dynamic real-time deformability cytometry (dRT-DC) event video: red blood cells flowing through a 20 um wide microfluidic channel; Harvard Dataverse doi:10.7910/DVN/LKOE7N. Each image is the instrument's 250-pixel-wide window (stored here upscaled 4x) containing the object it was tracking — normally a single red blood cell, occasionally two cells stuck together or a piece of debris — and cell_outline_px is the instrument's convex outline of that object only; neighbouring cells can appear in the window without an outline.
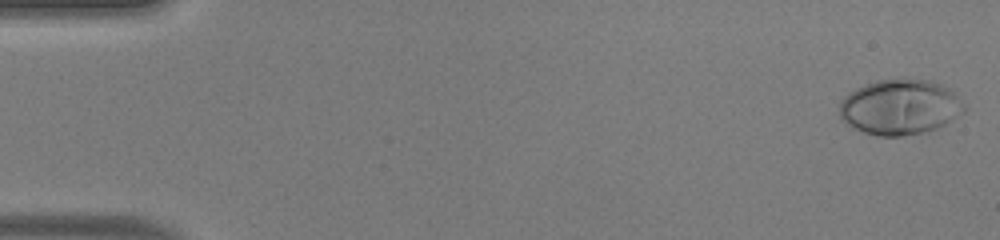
{"species": "human", "species_latin": "Homo sapiens", "temperature_condition": "warm", "stored_images_in_passage": 46, "camera_frame_rate_fps": 3000, "um_per_image_px": 0.085, "donor": {"sex": "male"}, "frame": {"image": 1, "passage_image": 1, "time_ms": 0.0, "image_size_px": [1000, 240], "cell_outline_px": [[964, 112], [952, 120], [936, 128], [924, 132], [904, 136], [880, 136], [864, 132], [852, 128], [840, 120], [840, 100], [848, 92], [856, 88], [876, 80], [904, 76], [932, 80], [948, 88], [964, 104]], "centroid_in_image_um": [76.46, 9.07], "position_along_channel_um": 8.5, "area_um2": 40.86}}
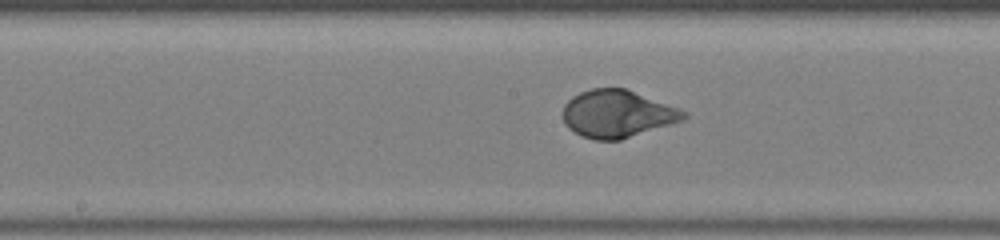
{"frame": {"image": 2, "passage_image": 26, "time_ms": 8.333, "image_size_px": [1000, 240], "cell_outline_px": [[688, 116], [684, 120], [672, 124], [620, 140], [592, 140], [580, 136], [568, 128], [564, 124], [564, 104], [572, 96], [580, 92], [592, 88], [624, 88], [680, 108], [688, 112]], "centroid_in_image_um": [52.48, 9.69], "position_along_channel_um": 195.7, "area_um2": 33.58}}
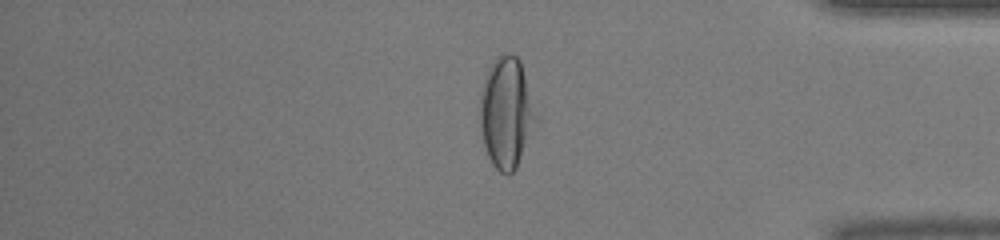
{"frame": {"image": 3, "passage_image": 42, "time_ms": 13.667, "image_size_px": [1000, 240], "cell_outline_px": [[540, 124], [516, 168], [508, 176], [500, 172], [492, 164], [488, 156], [484, 144], [480, 128], [480, 96], [484, 80], [488, 68], [496, 56], [500, 52], [512, 52], [520, 60], [540, 116]], "centroid_in_image_um": [43.11, 9.58], "position_along_channel_um": 392.1, "area_um2": 37.63}, "authors_computed_cell_mechanics": {"area_um2": 34.5066, "velocity_mm_per_s": 4.1164, "shape_relaxation_time_tau1_ms": 3.0763, "shape_relaxation_time_tau2_ms": null, "deformation_change_tau1": 0.2234, "deformation_change_tau2": null}}